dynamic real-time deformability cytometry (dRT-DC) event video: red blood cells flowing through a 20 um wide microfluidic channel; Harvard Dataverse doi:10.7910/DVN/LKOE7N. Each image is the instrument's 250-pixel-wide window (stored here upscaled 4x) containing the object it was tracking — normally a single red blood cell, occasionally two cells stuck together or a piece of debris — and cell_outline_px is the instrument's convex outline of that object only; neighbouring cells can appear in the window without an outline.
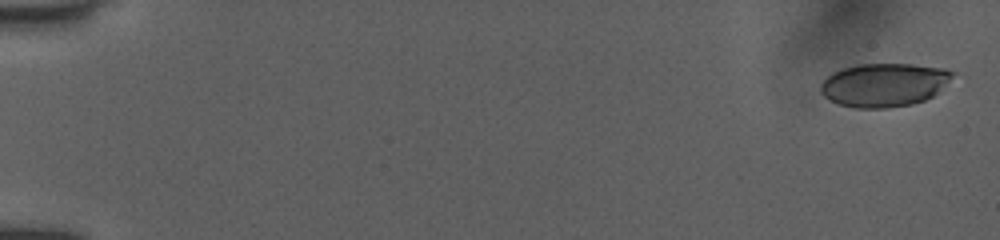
{"species": "human", "species_latin": "Homo sapiens", "temperature_condition": "room temperature", "stored_images_in_passage": 14, "camera_frame_rate_fps": 3000, "um_per_image_px": 0.085, "donor": {"sex": "female"}, "frame": {"image": 1, "passage_image": 1, "time_ms": 0.0, "image_size_px": [1000, 240], "cell_outline_px": [[956, 72], [932, 96], [924, 100], [912, 104], [888, 108], [856, 108], [840, 104], [824, 96], [820, 92], [820, 84], [832, 72], [856, 64], [912, 64], [944, 68]], "centroid_in_image_um": [75.12, 7.21], "position_along_channel_um": 9.9, "area_um2": 33.18}}
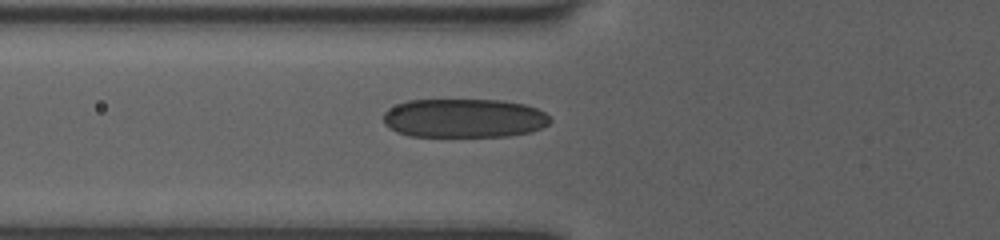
{"frame": {"image": 2, "passage_image": 7, "time_ms": 6.333, "image_size_px": [1000, 240], "cell_outline_px": [[552, 120], [548, 124], [540, 128], [528, 132], [508, 136], [408, 136], [396, 132], [388, 128], [384, 124], [384, 112], [388, 108], [396, 104], [408, 100], [504, 100], [524, 104], [536, 108], [544, 112]], "centroid_in_image_um": [39.41, 10.04], "position_along_channel_um": 86.4, "area_um2": 37.97}}
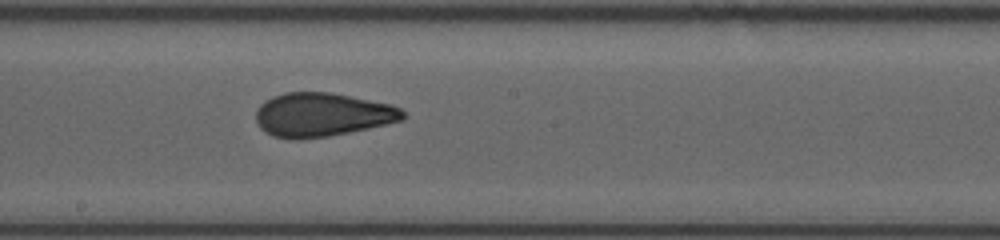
{"frame": {"image": 3, "passage_image": 14, "time_ms": 9.667, "image_size_px": [1000, 240], "cell_outline_px": [[404, 120], [368, 128], [328, 136], [300, 140], [296, 140], [272, 136], [264, 132], [260, 128], [256, 120], [256, 108], [264, 100], [272, 96], [284, 92], [328, 92], [392, 104], [400, 108], [404, 112]], "centroid_in_image_um": [27.34, 9.75], "position_along_channel_um": 220.9, "area_um2": 37.69}}